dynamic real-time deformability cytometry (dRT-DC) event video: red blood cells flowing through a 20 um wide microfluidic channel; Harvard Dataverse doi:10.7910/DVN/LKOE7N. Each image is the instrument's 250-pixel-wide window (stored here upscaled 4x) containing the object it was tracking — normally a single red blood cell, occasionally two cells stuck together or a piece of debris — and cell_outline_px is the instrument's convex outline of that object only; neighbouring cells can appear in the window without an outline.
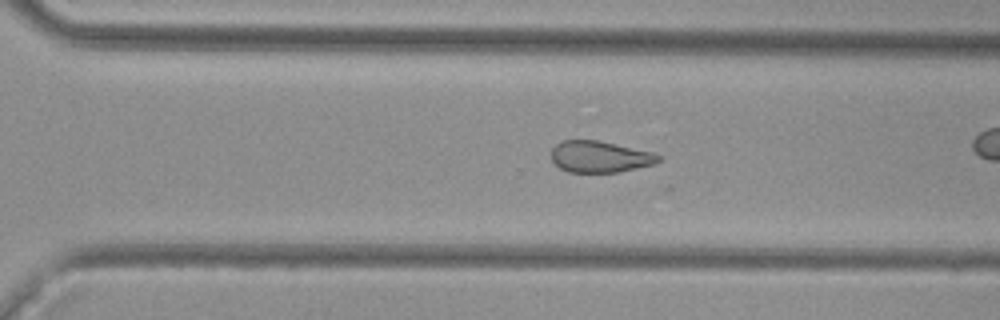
{"species": "common noctule bat (a hibernating species)", "species_latin": "Nyctalus noctula", "temperature_condition": "cold", "stored_images_in_passage": 24, "camera_frame_rate_fps": 3000, "um_per_image_px": 0.085, "animal": {"sex": "female", "body_mass_g": 29.2, "forearm_length_mm": 56.3}, "frame": {"image": 1, "passage_image": 16, "time_ms": 5.0, "image_size_px": [1000, 320], "cell_outline_px": [[664, 156], [656, 164], [620, 172], [568, 172], [560, 168], [552, 160], [552, 148], [560, 140], [596, 140], [656, 152]], "centroid_in_image_um": [51.05, 13.32], "position_along_channel_um": 319.5, "area_um2": 19.94}}